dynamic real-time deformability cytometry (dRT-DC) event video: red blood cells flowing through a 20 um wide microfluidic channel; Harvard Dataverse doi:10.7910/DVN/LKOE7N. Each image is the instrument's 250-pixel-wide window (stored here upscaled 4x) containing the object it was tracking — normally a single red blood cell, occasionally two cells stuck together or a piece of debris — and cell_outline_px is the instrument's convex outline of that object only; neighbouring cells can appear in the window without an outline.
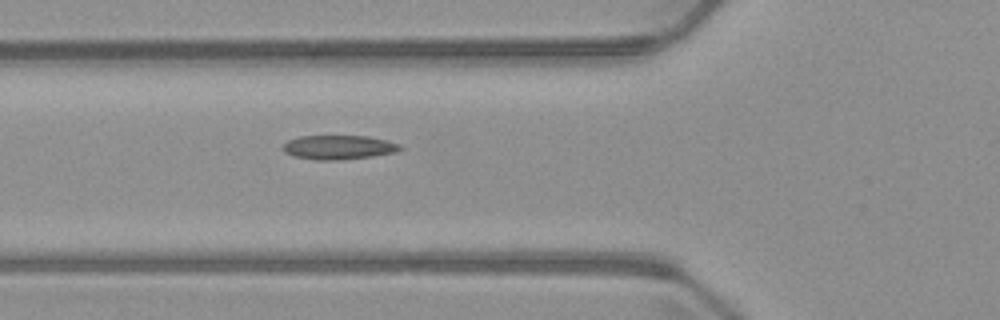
{"species": "common noctule bat (a hibernating species)", "species_latin": "Nyctalus noctula", "temperature_condition": "warm", "stored_images_in_passage": 7, "camera_frame_rate_fps": 3000, "um_per_image_px": 0.085, "animal": {"sex": "male", "body_mass_g": 23.1, "forearm_length_mm": 52.7}, "frame": {"image": 1, "passage_image": 7, "time_ms": 8.0, "image_size_px": [1000, 320], "cell_outline_px": [[404, 148], [396, 152], [372, 156], [340, 160], [316, 160], [292, 156], [284, 152], [280, 148], [288, 140], [300, 136], [368, 136], [388, 140], [400, 144]], "centroid_in_image_um": [28.78, 12.52], "position_along_channel_um": 97.0, "area_um2": 16.7}}